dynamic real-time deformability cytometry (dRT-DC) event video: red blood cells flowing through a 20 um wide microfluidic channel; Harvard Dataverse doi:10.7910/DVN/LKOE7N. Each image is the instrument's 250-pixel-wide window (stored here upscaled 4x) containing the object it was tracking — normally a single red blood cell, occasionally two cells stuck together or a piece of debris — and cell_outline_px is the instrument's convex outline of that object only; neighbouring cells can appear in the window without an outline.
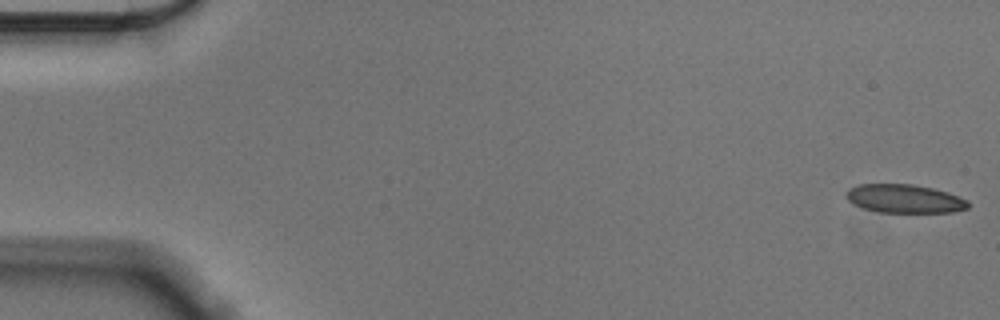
{"species": "Egyptian fruit bat (a non-hibernating species)", "species_latin": "Rousettus aegyptiacus", "temperature_condition": "cold", "stored_images_in_passage": 11, "camera_frame_rate_fps": 3000, "um_per_image_px": 0.085, "animal": {"sex": "male"}, "frame": {"image": 1, "passage_image": 1, "time_ms": 0.0, "image_size_px": [1000, 320], "cell_outline_px": [[968, 208], [952, 212], [880, 212], [864, 208], [852, 204], [844, 196], [848, 188], [860, 184], [912, 184], [932, 188], [948, 192], [968, 200]], "centroid_in_image_um": [76.85, 16.88], "position_along_channel_um": 8.1, "area_um2": 20.29}}